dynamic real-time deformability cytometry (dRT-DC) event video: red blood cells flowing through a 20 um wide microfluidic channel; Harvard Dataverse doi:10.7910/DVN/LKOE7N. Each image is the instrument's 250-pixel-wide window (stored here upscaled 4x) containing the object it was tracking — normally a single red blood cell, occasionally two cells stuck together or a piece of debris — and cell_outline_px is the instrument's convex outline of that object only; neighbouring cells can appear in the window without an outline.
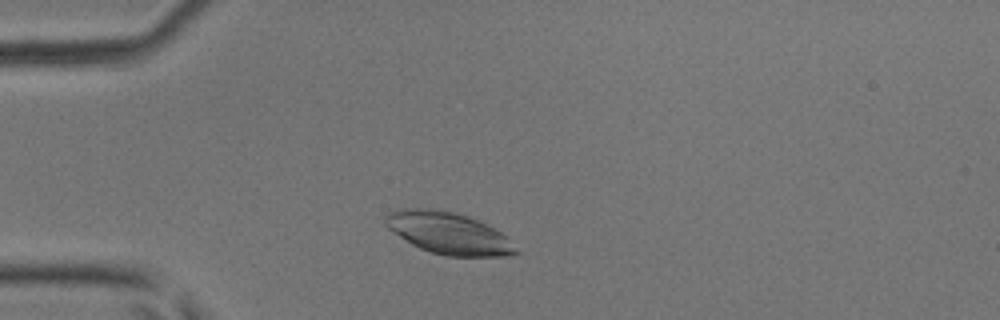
{"species": "common noctule bat (a hibernating species)", "species_latin": "Nyctalus noctula", "temperature_condition": "room temperature", "stored_images_in_passage": 38, "camera_frame_rate_fps": 3000, "um_per_image_px": 0.085, "animal": {"sex": "male", "body_mass_g": 17.9, "forearm_length_mm": 54.2}, "frame": {"image": 1, "passage_image": 4, "time_ms": 1.0, "image_size_px": [1000, 320], "cell_outline_px": [[520, 252], [508, 256], [448, 256], [432, 252], [420, 248], [412, 244], [392, 232], [384, 224], [384, 216], [388, 212], [396, 208], [428, 208], [452, 212], [468, 216], [500, 232]], "centroid_in_image_um": [38.05, 19.81], "position_along_channel_um": 47.0, "area_um2": 31.5}}
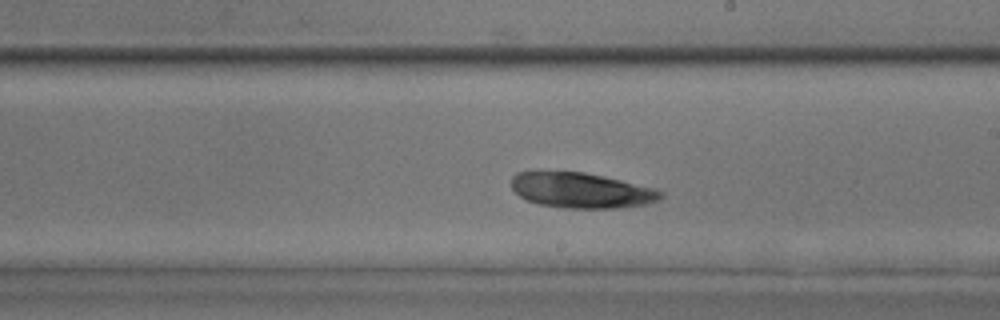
{"frame": {"image": 2, "passage_image": 19, "time_ms": 6.0, "image_size_px": [1000, 320], "cell_outline_px": [[664, 196], [660, 200], [648, 204], [616, 208], [564, 208], [540, 204], [528, 200], [520, 196], [512, 188], [512, 176], [516, 172], [536, 168], [584, 172], [604, 176], [656, 188], [664, 192]], "centroid_in_image_um": [49.38, 16.13], "position_along_channel_um": 239.6, "area_um2": 31.73}}
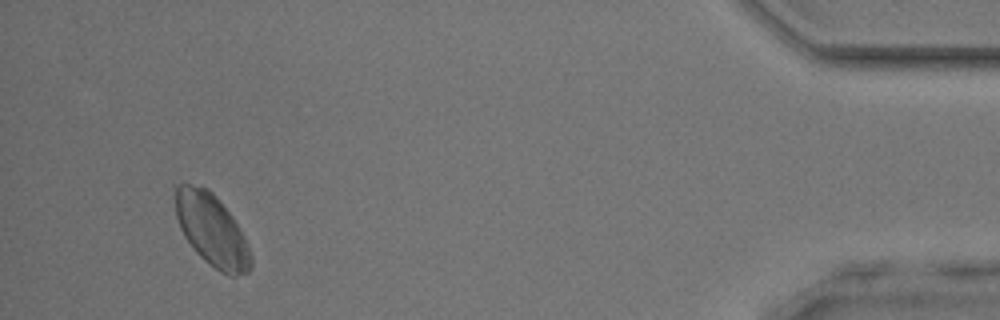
{"frame": {"image": 3, "passage_image": 36, "time_ms": 11.667, "image_size_px": [1000, 320], "cell_outline_px": [[252, 268], [248, 272], [236, 276], [228, 276], [220, 272], [204, 260], [196, 252], [184, 236], [180, 228], [176, 216], [172, 184], [188, 184], [208, 188], [216, 196], [232, 216], [240, 228], [244, 236], [252, 256]], "centroid_in_image_um": [17.98, 19.54], "position_along_channel_um": 417.2, "area_um2": 32.14}}